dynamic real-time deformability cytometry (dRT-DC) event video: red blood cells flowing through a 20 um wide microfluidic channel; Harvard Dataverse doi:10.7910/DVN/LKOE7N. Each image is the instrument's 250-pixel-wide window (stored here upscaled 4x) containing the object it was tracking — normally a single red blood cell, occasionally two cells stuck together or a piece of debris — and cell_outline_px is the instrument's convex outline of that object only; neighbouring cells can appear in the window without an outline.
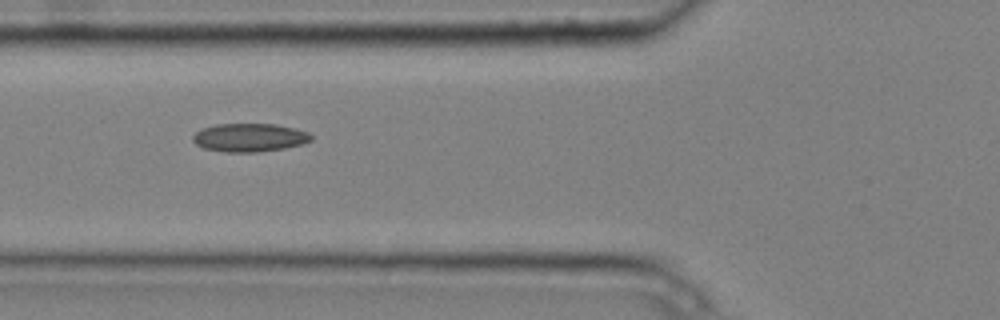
{"species": "common noctule bat (a hibernating species)", "species_latin": "Nyctalus noctula", "temperature_condition": "cold", "stored_images_in_passage": 6, "camera_frame_rate_fps": 3000, "um_per_image_px": 0.085, "animal": {"sex": "male", "body_mass_g": 20.4}, "frame": {"image": 1, "passage_image": 5, "time_ms": 1.333, "image_size_px": [1000, 320], "cell_outline_px": [[312, 140], [300, 144], [284, 148], [256, 152], [224, 152], [204, 148], [196, 144], [192, 140], [192, 136], [200, 128], [216, 124], [276, 124], [296, 128], [308, 132], [312, 136]], "centroid_in_image_um": [21.18, 11.68], "position_along_channel_um": 104.6, "area_um2": 19.59}}
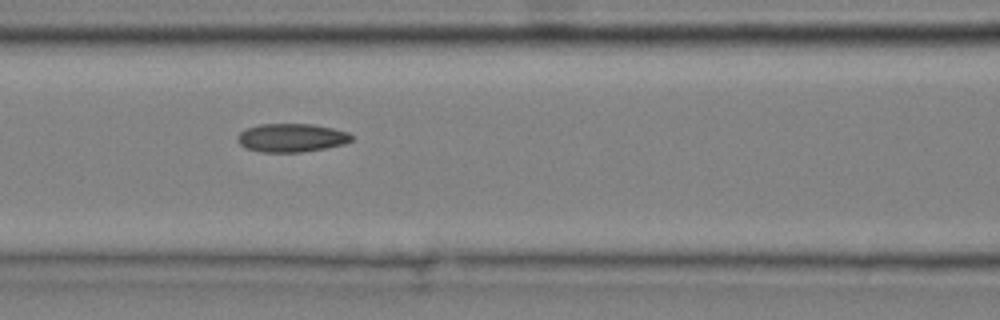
{"frame": {"image": 2, "passage_image": 6, "time_ms": 1.667, "image_size_px": [1000, 320], "cell_outline_px": [[352, 140], [344, 144], [324, 148], [300, 152], [260, 152], [244, 148], [236, 140], [236, 136], [240, 132], [248, 128], [260, 124], [312, 124], [332, 128], [348, 132], [352, 136]], "centroid_in_image_um": [24.74, 11.71], "position_along_channel_um": 141.9, "area_um2": 18.9}}